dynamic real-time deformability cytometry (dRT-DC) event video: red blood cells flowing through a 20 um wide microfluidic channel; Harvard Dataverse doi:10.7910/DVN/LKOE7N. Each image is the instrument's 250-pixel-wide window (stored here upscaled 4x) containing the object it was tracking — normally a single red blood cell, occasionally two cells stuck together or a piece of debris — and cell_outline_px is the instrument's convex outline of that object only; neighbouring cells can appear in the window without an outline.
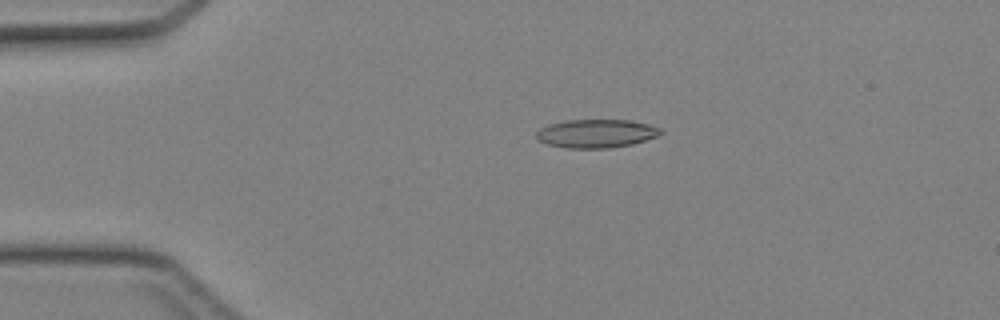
{"species": "Egyptian fruit bat (a non-hibernating species)", "species_latin": "Rousettus aegyptiacus", "temperature_condition": "cold", "stored_images_in_passage": 45, "camera_frame_rate_fps": 3000, "um_per_image_px": 0.085, "animal": {"sex": "female"}, "frame": {"image": 1, "passage_image": 10, "time_ms": 3.0, "image_size_px": [1000, 320], "cell_outline_px": [[664, 132], [656, 136], [632, 144], [608, 148], [568, 148], [548, 144], [540, 140], [536, 136], [536, 132], [540, 128], [548, 124], [564, 120], [628, 120], [648, 124], [660, 128]], "centroid_in_image_um": [50.67, 11.34], "position_along_channel_um": 34.3, "area_um2": 20.46}}
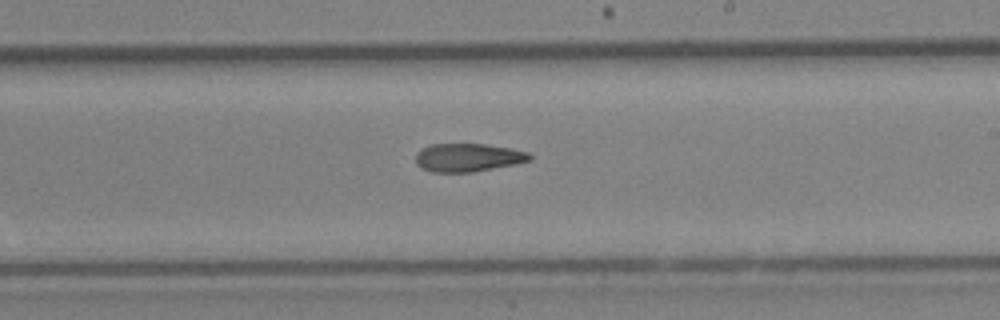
{"frame": {"image": 2, "passage_image": 27, "time_ms": 8.667, "image_size_px": [1000, 320], "cell_outline_px": [[532, 160], [472, 172], [432, 172], [420, 168], [416, 164], [416, 152], [432, 144], [484, 144], [508, 148], [528, 152], [532, 156]], "centroid_in_image_um": [39.74, 13.39], "position_along_channel_um": 249.3, "area_um2": 18.55}}
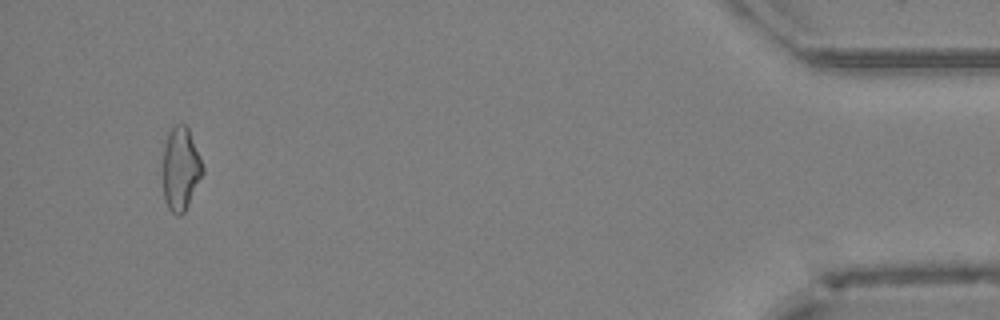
{"frame": {"image": 3, "passage_image": 43, "time_ms": 14.0, "image_size_px": [1000, 320], "cell_outline_px": [[204, 172], [184, 212], [180, 216], [176, 216], [168, 208], [164, 200], [164, 144], [168, 132], [176, 124], [184, 124], [188, 128], [204, 168]], "centroid_in_image_um": [15.35, 14.36], "position_along_channel_um": 419.8, "area_um2": 19.02}}